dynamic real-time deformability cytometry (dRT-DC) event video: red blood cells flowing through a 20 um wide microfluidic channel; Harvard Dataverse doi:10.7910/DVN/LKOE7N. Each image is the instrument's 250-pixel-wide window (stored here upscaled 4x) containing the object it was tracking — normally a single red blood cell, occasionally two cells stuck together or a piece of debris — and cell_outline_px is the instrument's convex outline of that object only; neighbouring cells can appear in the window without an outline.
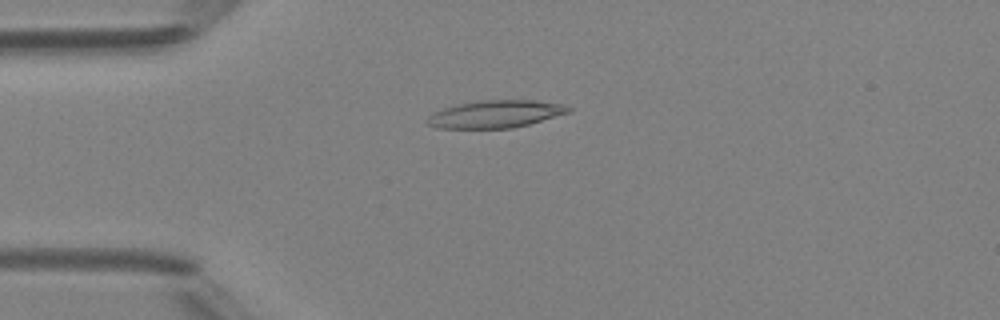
{"species": "Egyptian fruit bat (a non-hibernating species)", "species_latin": "Rousettus aegyptiacus", "temperature_condition": "room temperature", "stored_images_in_passage": 4, "camera_frame_rate_fps": 3000, "um_per_image_px": 0.085, "animal": {"sex": "female"}, "frame": {"image": 1, "passage_image": 3, "time_ms": 3.0, "image_size_px": [1000, 320], "cell_outline_px": [[572, 108], [568, 112], [528, 124], [512, 128], [436, 128], [428, 124], [428, 116], [432, 112], [456, 104], [476, 100], [532, 100], [564, 104]], "centroid_in_image_um": [42.07, 9.68], "position_along_channel_um": 42.9, "area_um2": 22.48}}